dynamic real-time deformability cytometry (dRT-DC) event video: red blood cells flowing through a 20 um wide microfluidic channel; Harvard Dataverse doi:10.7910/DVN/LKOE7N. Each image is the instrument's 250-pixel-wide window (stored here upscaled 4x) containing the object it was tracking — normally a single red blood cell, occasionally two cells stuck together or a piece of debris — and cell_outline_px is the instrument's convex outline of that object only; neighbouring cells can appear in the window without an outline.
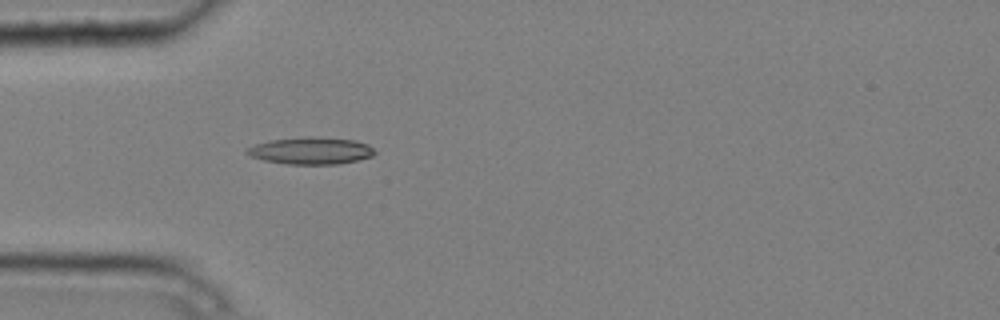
{"species": "common noctule bat (a hibernating species)", "species_latin": "Nyctalus noctula", "temperature_condition": "cold", "stored_images_in_passage": 5, "camera_frame_rate_fps": 3000, "um_per_image_px": 0.085, "animal": {"sex": "male", "body_mass_g": 20.4}, "frame": {"image": 1, "passage_image": 5, "time_ms": 1.333, "image_size_px": [1000, 320], "cell_outline_px": [[376, 152], [372, 156], [360, 160], [336, 164], [288, 164], [264, 160], [252, 156], [244, 152], [248, 148], [256, 144], [272, 140], [308, 136], [356, 140], [368, 144]], "centroid_in_image_um": [26.47, 12.81], "position_along_channel_um": 58.5, "area_um2": 20.0}}